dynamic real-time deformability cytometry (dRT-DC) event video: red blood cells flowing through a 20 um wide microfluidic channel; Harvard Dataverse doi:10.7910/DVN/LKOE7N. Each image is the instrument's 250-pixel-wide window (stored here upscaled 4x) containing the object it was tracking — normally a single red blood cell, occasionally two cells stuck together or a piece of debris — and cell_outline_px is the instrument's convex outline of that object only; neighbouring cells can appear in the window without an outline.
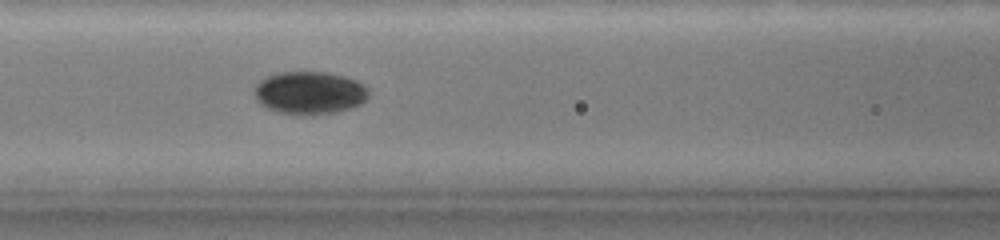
{"species": "common noctule bat (a hibernating species)", "species_latin": "Nyctalus noctula", "temperature_condition": "warm", "stored_images_in_passage": 42, "camera_frame_rate_fps": 3000, "um_per_image_px": 0.085, "animal": {"sex": "female", "body_mass_g": 19.0, "forearm_length_mm": 51.5}, "frame": {"image": 1, "passage_image": 15, "time_ms": 7.667, "image_size_px": [1000, 240], "cell_outline_px": [[364, 100], [360, 104], [336, 112], [280, 112], [268, 108], [256, 96], [256, 88], [268, 76], [284, 72], [324, 72], [340, 76], [352, 80], [360, 84], [364, 88]], "centroid_in_image_um": [26.3, 7.86], "position_along_channel_um": 140.3, "area_um2": 26.36}}
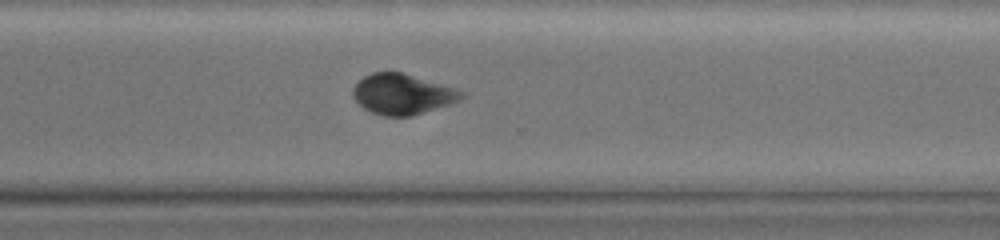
{"frame": {"image": 2, "passage_image": 31, "time_ms": 13.0, "image_size_px": [1000, 240], "cell_outline_px": [[464, 96], [460, 100], [412, 116], [380, 116], [364, 108], [352, 96], [352, 88], [364, 76], [372, 72], [404, 72], [460, 88], [464, 92]], "centroid_in_image_um": [34.24, 7.98], "position_along_channel_um": 336.4, "area_um2": 25.89}}
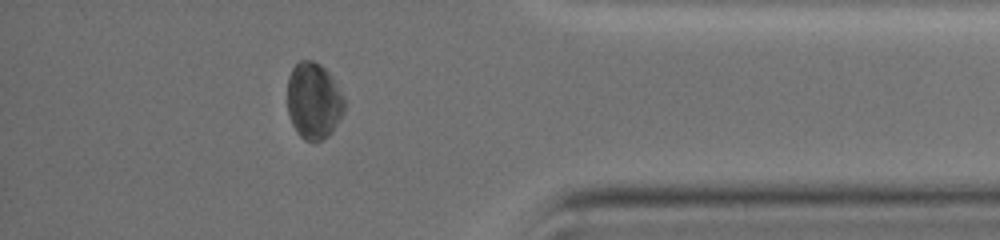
{"frame": {"image": 3, "passage_image": 37, "time_ms": 15.333, "image_size_px": [1000, 240], "cell_outline_px": [[344, 112], [332, 132], [324, 140], [304, 140], [296, 132], [288, 116], [288, 76], [292, 68], [300, 60], [312, 60], [320, 64], [332, 76], [344, 96]], "centroid_in_image_um": [26.66, 8.57], "position_along_channel_um": 408.5, "area_um2": 25.61}, "authors_computed_cell_mechanics": {"area_um2": 26.3857, "velocity_mm_per_s": 3.6822, "shape_relaxation_time_tau1_ms": 2.1871, "shape_relaxation_time_tau2_ms": null, "deformation_change_tau1": 0.0731, "deformation_change_tau2": null}}